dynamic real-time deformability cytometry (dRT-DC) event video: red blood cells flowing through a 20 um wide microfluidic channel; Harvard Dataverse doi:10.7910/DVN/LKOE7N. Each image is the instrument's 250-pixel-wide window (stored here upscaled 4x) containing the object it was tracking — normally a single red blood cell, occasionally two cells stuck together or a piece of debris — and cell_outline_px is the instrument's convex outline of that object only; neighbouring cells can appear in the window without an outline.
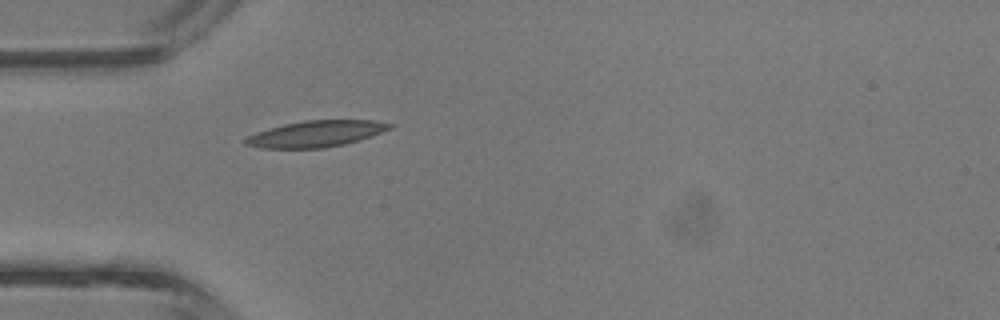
{"species": "common noctule bat (a hibernating species)", "species_latin": "Nyctalus noctula", "temperature_condition": "room temperature", "stored_images_in_passage": 30, "camera_frame_rate_fps": 3000, "um_per_image_px": 0.085, "animal": {"sex": "male", "body_mass_g": 13.3}, "frame": {"image": 1, "passage_image": 2, "time_ms": 0.333, "image_size_px": [1000, 320], "cell_outline_px": [[396, 124], [392, 128], [372, 136], [344, 144], [324, 148], [260, 148], [244, 144], [244, 140], [248, 136], [256, 132], [268, 128], [284, 124], [304, 120], [372, 120]], "centroid_in_image_um": [26.87, 11.37], "position_along_channel_um": 58.1, "area_um2": 22.14}}
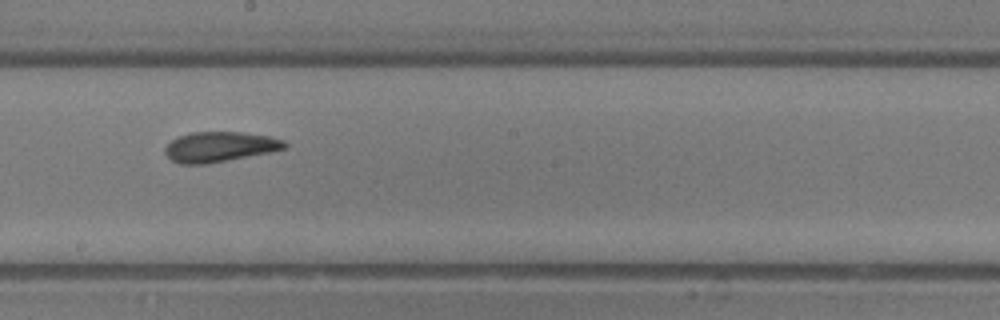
{"frame": {"image": 2, "passage_image": 13, "time_ms": 4.0, "image_size_px": [1000, 320], "cell_outline_px": [[288, 148], [272, 152], [208, 164], [180, 164], [172, 160], [164, 152], [164, 148], [172, 140], [180, 136], [192, 132], [240, 132], [268, 136], [284, 140], [288, 144]], "centroid_in_image_um": [18.71, 12.49], "position_along_channel_um": 229.5, "area_um2": 21.1}}
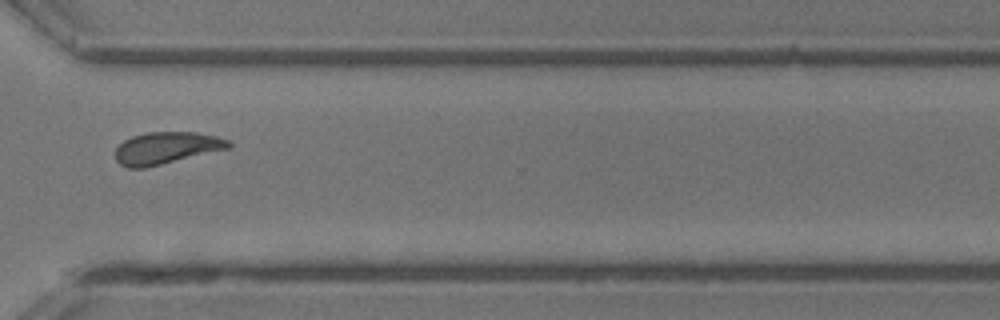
{"frame": {"image": 3, "passage_image": 21, "time_ms": 6.667, "image_size_px": [1000, 320], "cell_outline_px": [[232, 148], [144, 168], [128, 168], [120, 164], [116, 160], [116, 148], [124, 140], [132, 136], [148, 132], [196, 132], [216, 136], [232, 140]], "centroid_in_image_um": [14.19, 12.57], "position_along_channel_um": 356.4, "area_um2": 21.27}, "authors_computed_cell_mechanics": {"area_um2": 20.6924, "velocity_mm_per_s": 4.7667, "shape_relaxation_time_tau1_ms": 2.4054, "shape_relaxation_time_tau2_ms": 1.2959, "deformation_change_tau1": 0.1298, "deformation_change_tau2": 0.0868}}